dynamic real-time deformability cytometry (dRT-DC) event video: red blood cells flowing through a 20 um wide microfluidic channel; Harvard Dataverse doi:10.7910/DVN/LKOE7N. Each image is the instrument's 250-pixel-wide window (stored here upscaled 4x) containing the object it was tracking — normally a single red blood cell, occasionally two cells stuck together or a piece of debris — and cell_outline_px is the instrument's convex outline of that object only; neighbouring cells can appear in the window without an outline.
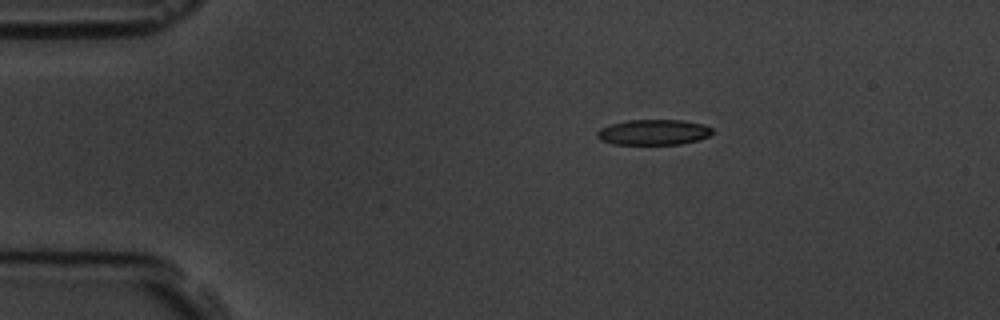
{"species": "common noctule bat (a hibernating species)", "species_latin": "Nyctalus noctula", "temperature_condition": "room temperature", "stored_images_in_passage": 3, "camera_frame_rate_fps": 3000, "um_per_image_px": 0.085, "animal": {"sex": "male", "body_mass_g": 19.5, "forearm_length_mm": 54.6}, "frame": {"image": 1, "passage_image": 1, "time_ms": 0.0, "image_size_px": [1000, 320], "cell_outline_px": [[712, 132], [708, 136], [696, 140], [680, 144], [612, 144], [600, 140], [596, 136], [596, 132], [600, 128], [612, 124], [628, 120], [684, 120], [704, 124], [712, 128]], "centroid_in_image_um": [55.53, 11.23], "position_along_channel_um": 29.5, "area_um2": 17.05}}
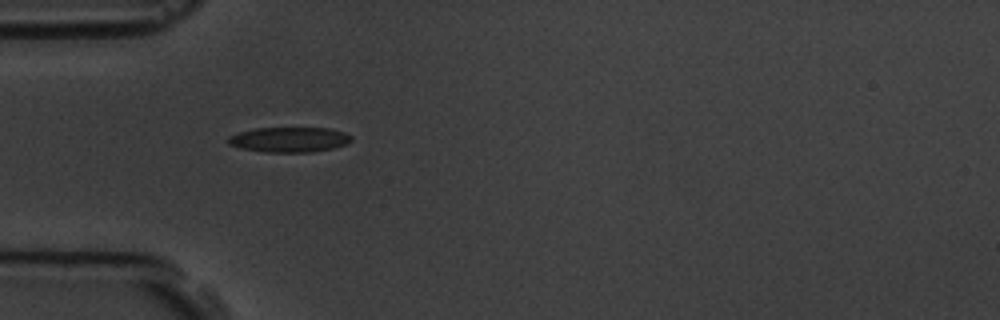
{"frame": {"image": 2, "passage_image": 3, "time_ms": 2.333, "image_size_px": [1000, 320], "cell_outline_px": [[352, 140], [348, 144], [332, 148], [312, 152], [264, 152], [240, 148], [228, 144], [228, 136], [252, 128], [332, 128], [344, 132], [352, 136]], "centroid_in_image_um": [24.6, 11.86], "position_along_channel_um": 60.4, "area_um2": 18.15}}